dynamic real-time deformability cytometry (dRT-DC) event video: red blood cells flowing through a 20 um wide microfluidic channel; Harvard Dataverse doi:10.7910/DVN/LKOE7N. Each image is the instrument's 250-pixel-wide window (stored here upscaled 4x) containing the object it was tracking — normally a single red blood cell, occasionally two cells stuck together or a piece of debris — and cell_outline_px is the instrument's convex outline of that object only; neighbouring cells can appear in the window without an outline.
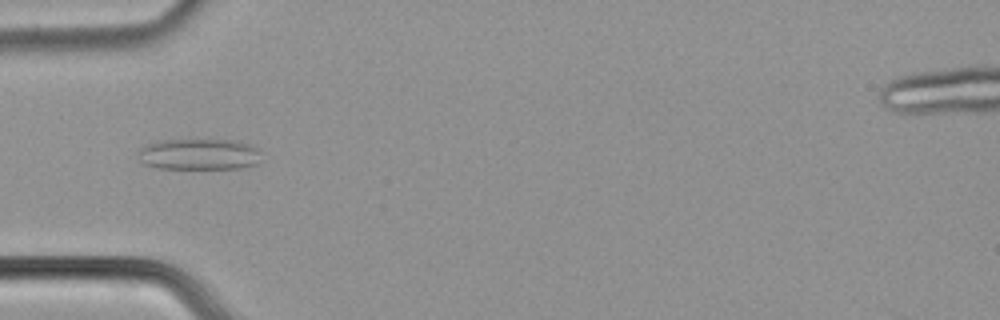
{"species": "common noctule bat (a hibernating species)", "species_latin": "Nyctalus noctula", "temperature_condition": "cold", "stored_images_in_passage": 55, "camera_frame_rate_fps": 3000, "um_per_image_px": 0.085, "animal": {"sex": "male", "body_mass_g": 21.5, "forearm_length_mm": 52.0}, "frame": {"image": 1, "passage_image": 18, "time_ms": 5.667, "image_size_px": [1000, 320], "cell_outline_px": [[260, 152], [256, 164], [244, 168], [156, 168], [140, 164], [136, 152], [140, 148], [156, 140], [236, 140], [248, 144], [256, 148]], "centroid_in_image_um": [16.83, 13.11], "position_along_channel_um": 68.2, "area_um2": 22.54}}
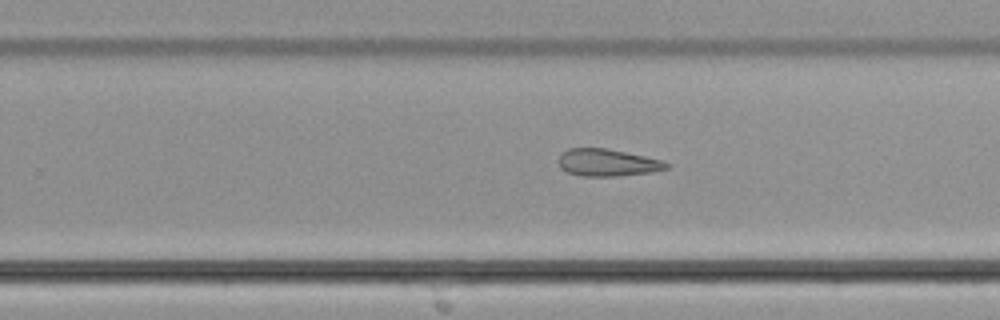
{"frame": {"image": 2, "passage_image": 35, "time_ms": 11.333, "image_size_px": [1000, 320], "cell_outline_px": [[668, 168], [652, 172], [620, 176], [580, 176], [564, 172], [560, 168], [560, 156], [568, 148], [604, 148], [644, 156], [660, 160], [668, 164]], "centroid_in_image_um": [51.6, 13.84], "position_along_channel_um": 278.2, "area_um2": 16.94}}
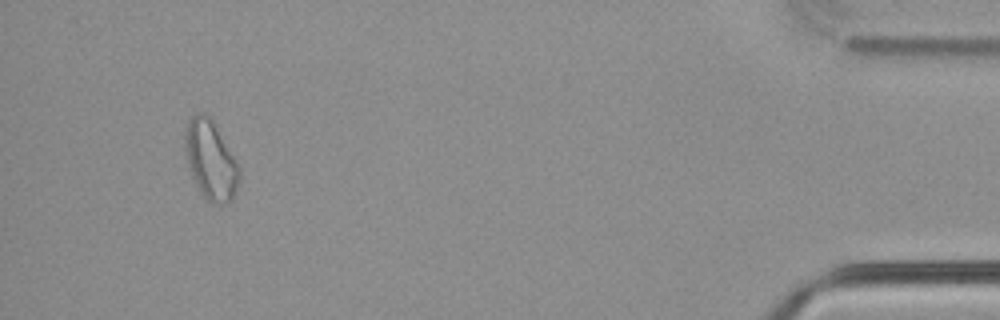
{"frame": {"image": 3, "passage_image": 52, "time_ms": 17.0, "image_size_px": [1000, 320], "cell_outline_px": [[240, 180], [236, 192], [232, 200], [224, 204], [212, 204], [200, 192], [196, 184], [184, 152], [184, 132], [188, 120], [196, 112], [204, 112], [212, 120], [236, 160], [240, 168]], "centroid_in_image_um": [17.91, 13.61], "position_along_channel_um": 417.3, "area_um2": 25.03}}